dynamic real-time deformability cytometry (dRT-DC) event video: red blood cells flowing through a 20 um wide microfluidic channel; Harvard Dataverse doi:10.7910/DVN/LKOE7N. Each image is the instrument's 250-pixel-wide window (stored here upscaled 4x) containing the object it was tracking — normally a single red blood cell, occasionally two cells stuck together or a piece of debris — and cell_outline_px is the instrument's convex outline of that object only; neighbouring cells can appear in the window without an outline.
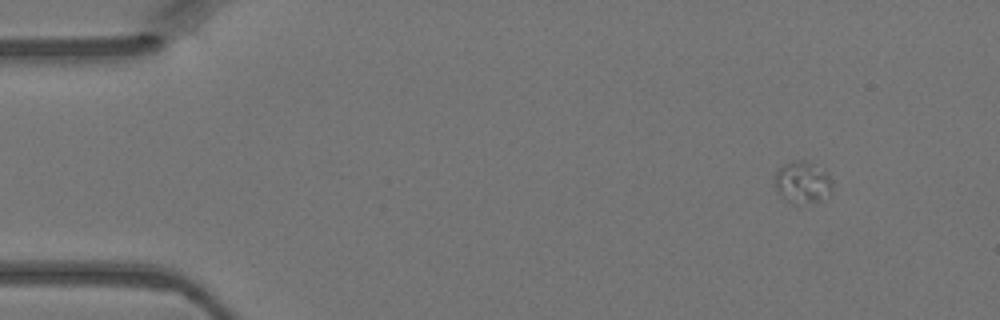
{"species": "Egyptian fruit bat (a non-hibernating species)", "species_latin": "Rousettus aegyptiacus", "temperature_condition": "warm", "stored_images_in_passage": 13, "camera_frame_rate_fps": 3000, "um_per_image_px": 0.085, "animal": {"sex": "female"}, "frame": {"image": 1, "passage_image": 1, "time_ms": 0.0, "image_size_px": [1000, 320], "cell_outline_px": [[832, 196], [820, 200], [796, 204], [784, 200], [776, 192], [772, 176], [784, 164], [796, 160], [808, 160], [824, 172], [832, 180]], "centroid_in_image_um": [68.18, 15.52], "position_along_channel_um": 16.8, "area_um2": 14.33}}